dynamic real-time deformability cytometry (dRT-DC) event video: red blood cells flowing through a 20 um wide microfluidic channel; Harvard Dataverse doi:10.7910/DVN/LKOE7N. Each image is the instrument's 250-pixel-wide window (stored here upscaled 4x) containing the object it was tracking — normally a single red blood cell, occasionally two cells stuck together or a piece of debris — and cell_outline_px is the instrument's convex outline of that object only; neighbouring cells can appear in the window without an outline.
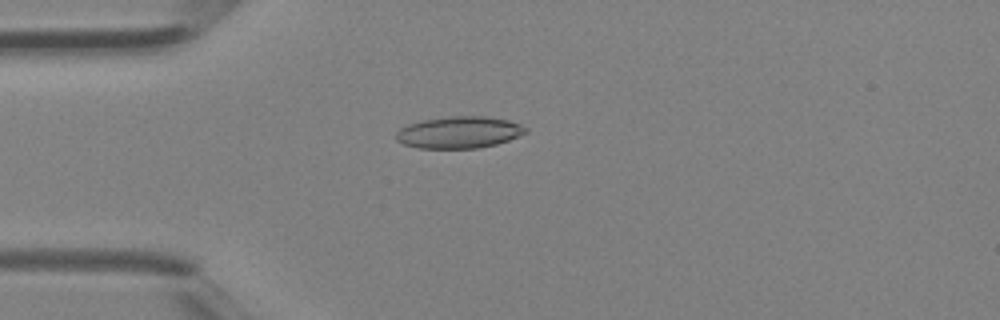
{"species": "Egyptian fruit bat (a non-hibernating species)", "species_latin": "Rousettus aegyptiacus", "temperature_condition": "room temperature", "stored_images_in_passage": 39, "camera_frame_rate_fps": 3000, "um_per_image_px": 0.085, "animal": {"sex": "female"}, "frame": {"image": 1, "passage_image": 10, "time_ms": 3.0, "image_size_px": [1000, 320], "cell_outline_px": [[528, 132], [508, 140], [496, 144], [476, 148], [416, 148], [404, 144], [396, 140], [396, 132], [400, 128], [408, 124], [424, 120], [452, 116], [484, 116], [508, 120], [520, 124], [528, 128]], "centroid_in_image_um": [39.02, 11.25], "position_along_channel_um": 46.0, "area_um2": 23.93}}
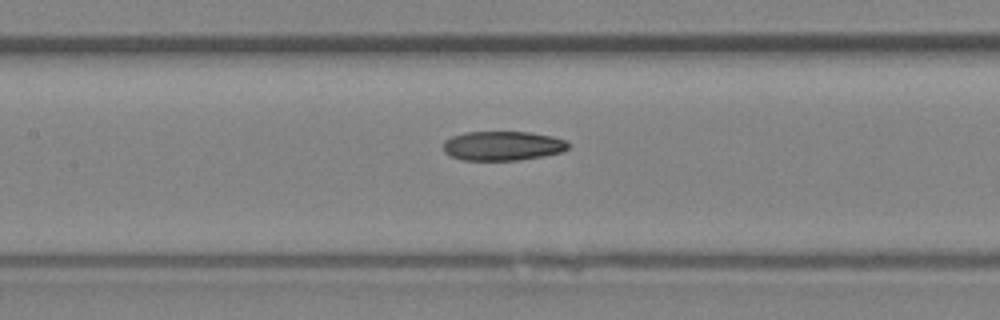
{"frame": {"image": 2, "passage_image": 18, "time_ms": 5.667, "image_size_px": [1000, 320], "cell_outline_px": [[568, 148], [564, 152], [520, 160], [464, 160], [452, 156], [444, 152], [444, 140], [452, 136], [464, 132], [528, 132], [552, 136], [564, 140], [568, 144]], "centroid_in_image_um": [42.72, 12.39], "position_along_channel_um": 164.7, "area_um2": 21.33}}
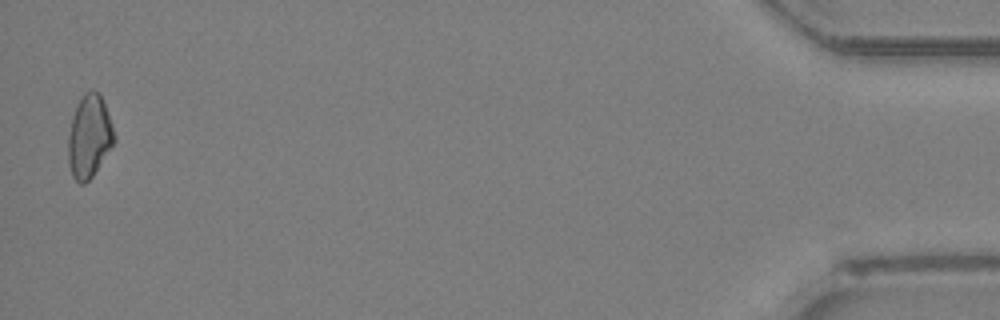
{"frame": {"image": 3, "passage_image": 39, "time_ms": 12.667, "image_size_px": [1000, 320], "cell_outline_px": [[116, 140], [92, 176], [84, 184], [80, 184], [72, 176], [68, 164], [68, 136], [72, 116], [76, 104], [84, 92], [92, 88], [100, 92], [112, 124], [116, 136]], "centroid_in_image_um": [7.58, 11.56], "position_along_channel_um": 427.6, "area_um2": 22.43}}